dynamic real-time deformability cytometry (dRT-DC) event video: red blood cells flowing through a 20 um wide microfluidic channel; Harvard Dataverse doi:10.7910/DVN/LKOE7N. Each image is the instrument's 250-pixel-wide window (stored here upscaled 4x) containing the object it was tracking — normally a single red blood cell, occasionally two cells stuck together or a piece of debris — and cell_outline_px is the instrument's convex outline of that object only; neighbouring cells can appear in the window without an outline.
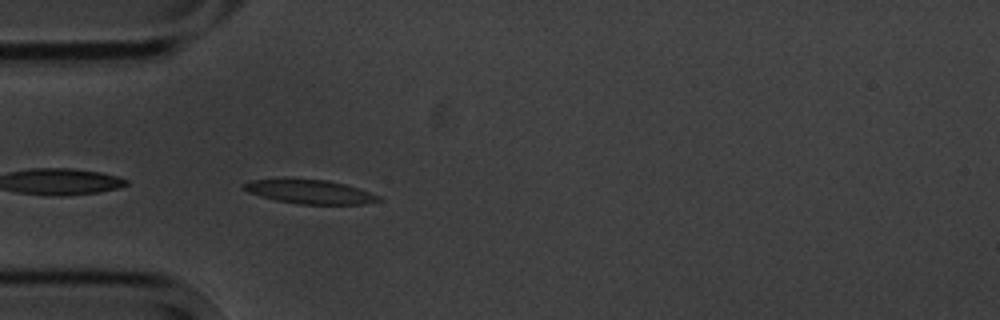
{"species": "common noctule bat (a hibernating species)", "species_latin": "Nyctalus noctula", "temperature_condition": "cold", "stored_images_in_passage": 4, "camera_frame_rate_fps": 3000, "um_per_image_px": 0.085, "animal": {"sex": "male", "body_mass_g": 20.1, "forearm_length_mm": 53.5}, "frame": {"image": 1, "passage_image": 4, "time_ms": 3.333, "image_size_px": [1000, 320], "cell_outline_px": [[380, 200], [364, 204], [300, 204], [276, 200], [260, 196], [248, 192], [240, 188], [240, 184], [248, 180], [324, 180], [344, 184], [380, 196]], "centroid_in_image_um": [26.26, 16.31], "position_along_channel_um": 58.7, "area_um2": 18.32}}